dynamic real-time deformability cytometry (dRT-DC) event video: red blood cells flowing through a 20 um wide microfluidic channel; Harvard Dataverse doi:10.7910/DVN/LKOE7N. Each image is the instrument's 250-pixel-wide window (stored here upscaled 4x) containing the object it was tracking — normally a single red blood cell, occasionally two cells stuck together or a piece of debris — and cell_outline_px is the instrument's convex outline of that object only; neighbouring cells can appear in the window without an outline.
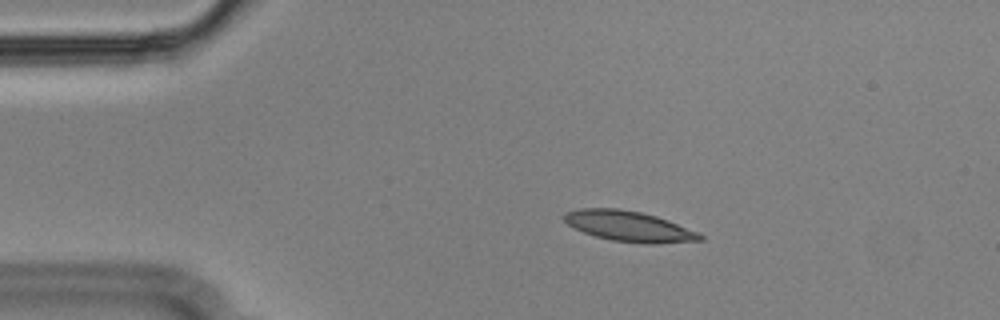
{"species": "Egyptian fruit bat (a non-hibernating species)", "species_latin": "Rousettus aegyptiacus", "temperature_condition": "cold", "stored_images_in_passage": 46, "camera_frame_rate_fps": 3000, "um_per_image_px": 0.085, "animal": {"sex": "male"}, "frame": {"image": 1, "passage_image": 1, "time_ms": 0.0, "image_size_px": [1000, 320], "cell_outline_px": [[704, 240], [652, 244], [612, 240], [596, 236], [584, 232], [568, 224], [560, 216], [564, 212], [580, 208], [616, 208], [640, 212], [656, 216], [668, 220], [700, 232], [704, 236]], "centroid_in_image_um": [53.48, 19.22], "position_along_channel_um": 31.5, "area_um2": 24.1}}
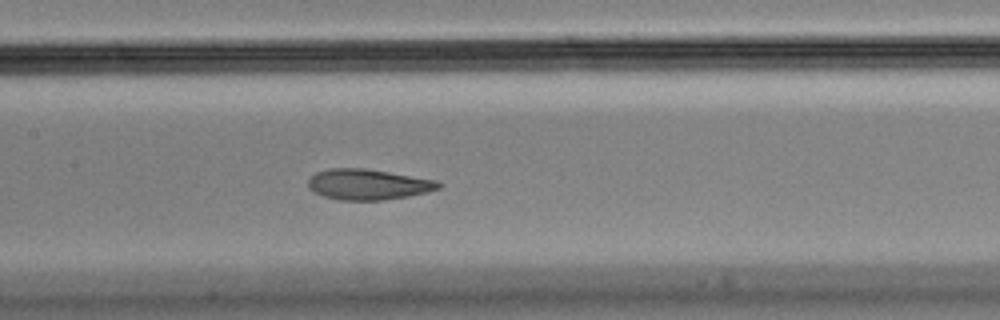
{"frame": {"image": 2, "passage_image": 17, "time_ms": 5.333, "image_size_px": [1000, 320], "cell_outline_px": [[444, 184], [440, 188], [428, 192], [408, 196], [384, 200], [340, 200], [324, 196], [308, 188], [308, 180], [316, 172], [328, 168], [364, 168], [436, 180]], "centroid_in_image_um": [31.3, 15.67], "position_along_channel_um": 176.1, "area_um2": 23.24}}
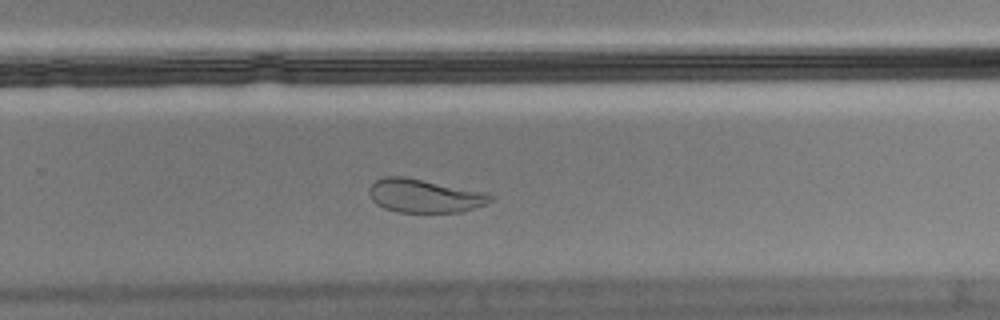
{"frame": {"image": 3, "passage_image": 27, "time_ms": 8.667, "image_size_px": [1000, 320], "cell_outline_px": [[492, 200], [488, 204], [460, 212], [396, 212], [384, 208], [376, 204], [372, 200], [368, 192], [368, 188], [376, 180], [384, 176], [404, 176], [480, 192], [492, 196]], "centroid_in_image_um": [36.0, 16.66], "position_along_channel_um": 293.8, "area_um2": 23.35}, "authors_computed_cell_mechanics": {"area_um2": 24.1315, "velocity_mm_per_s": 3.5454, "shape_relaxation_time_tau1_ms": null, "shape_relaxation_time_tau2_ms": 1.551, "deformation_change_tau1": null, "deformation_change_tau2": 0.0632}}